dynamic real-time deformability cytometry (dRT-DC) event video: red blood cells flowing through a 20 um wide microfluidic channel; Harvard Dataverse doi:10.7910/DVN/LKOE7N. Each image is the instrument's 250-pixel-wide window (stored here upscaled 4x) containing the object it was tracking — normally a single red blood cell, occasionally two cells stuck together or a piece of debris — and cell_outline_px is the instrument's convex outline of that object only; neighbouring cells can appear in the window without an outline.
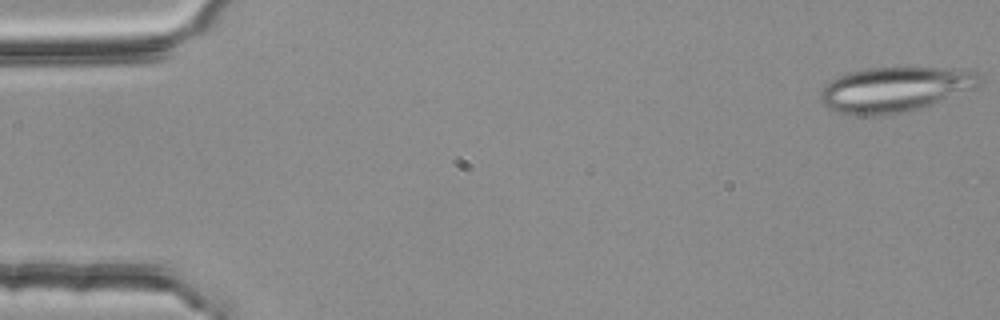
{"species": "common noctule bat (a hibernating species)", "species_latin": "Nyctalus noctula", "temperature_condition": "room temperature", "stored_images_in_passage": 29, "camera_frame_rate_fps": 3000, "um_per_image_px": 0.085, "animal": {"sex": "female", "body_mass_g": 25.1}, "frame": {"image": 1, "passage_image": 1, "time_ms": 0.0, "image_size_px": [1000, 320], "cell_outline_px": [[980, 88], [924, 108], [908, 112], [876, 116], [856, 116], [836, 112], [828, 108], [820, 100], [820, 88], [828, 80], [836, 76], [848, 72], [868, 68], [908, 64], [964, 68], [976, 72], [980, 80]], "centroid_in_image_um": [76.13, 7.56], "position_along_channel_um": 8.9, "area_um2": 44.39}}
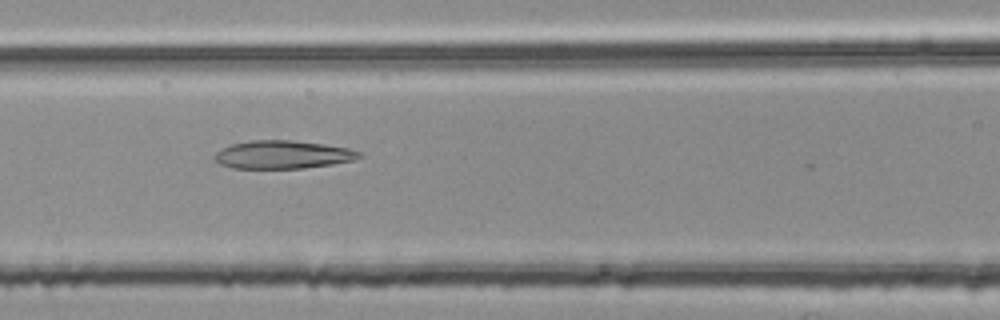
{"frame": {"image": 2, "passage_image": 23, "time_ms": 7.333, "image_size_px": [1000, 320], "cell_outline_px": [[364, 156], [352, 160], [332, 164], [304, 168], [232, 168], [220, 164], [212, 156], [220, 148], [232, 144], [252, 140], [292, 140], [324, 144], [348, 148], [364, 152]], "centroid_in_image_um": [24.04, 13.14], "position_along_channel_um": 142.6, "area_um2": 23.81}}
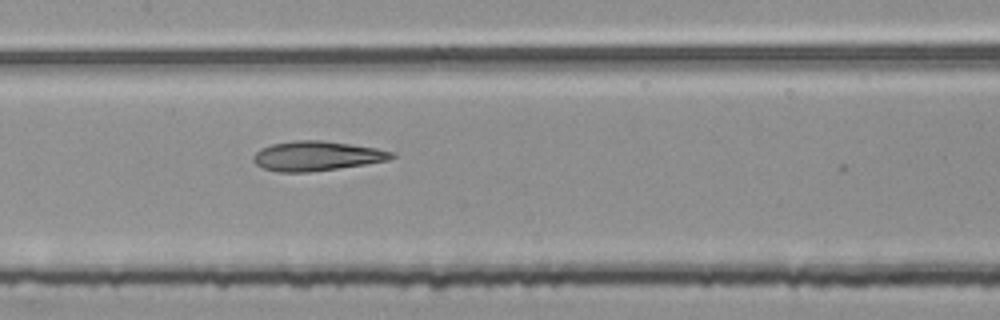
{"frame": {"image": 3, "passage_image": 26, "time_ms": 8.333, "image_size_px": [1000, 320], "cell_outline_px": [[396, 156], [388, 160], [364, 164], [308, 172], [276, 172], [264, 168], [256, 164], [252, 160], [252, 156], [260, 148], [272, 144], [296, 140], [324, 140], [376, 148], [392, 152]], "centroid_in_image_um": [26.87, 13.25], "position_along_channel_um": 180.5, "area_um2": 23.7}}